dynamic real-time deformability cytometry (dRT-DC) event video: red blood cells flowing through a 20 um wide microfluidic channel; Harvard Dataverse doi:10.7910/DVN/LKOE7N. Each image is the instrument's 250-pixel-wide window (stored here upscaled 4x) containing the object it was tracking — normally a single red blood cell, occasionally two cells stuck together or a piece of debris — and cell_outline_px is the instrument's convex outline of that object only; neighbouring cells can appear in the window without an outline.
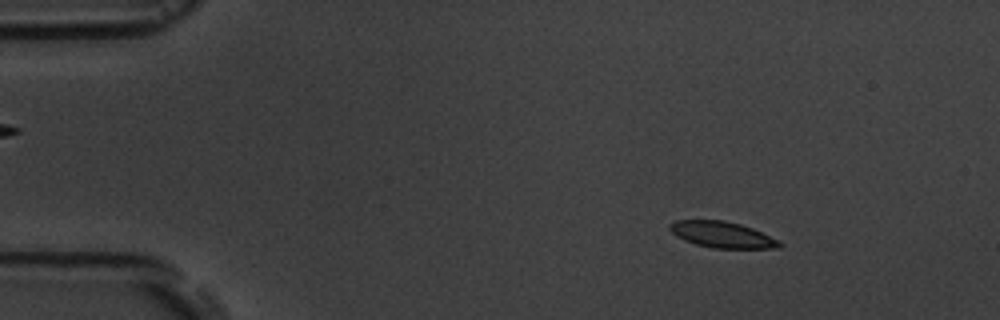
{"species": "common noctule bat (a hibernating species)", "species_latin": "Nyctalus noctula", "temperature_condition": "room temperature", "stored_images_in_passage": 14, "camera_frame_rate_fps": 3000, "um_per_image_px": 0.085, "animal": {"sex": "male", "body_mass_g": 19.5, "forearm_length_mm": 54.6}, "frame": {"image": 1, "passage_image": 2, "time_ms": 1.0, "image_size_px": [1000, 320], "cell_outline_px": [[784, 244], [780, 248], [712, 248], [696, 244], [684, 240], [676, 236], [668, 228], [668, 224], [676, 220], [724, 220], [740, 224], [752, 228], [780, 240]], "centroid_in_image_um": [61.39, 19.94], "position_along_channel_um": 23.6, "area_um2": 16.82}}
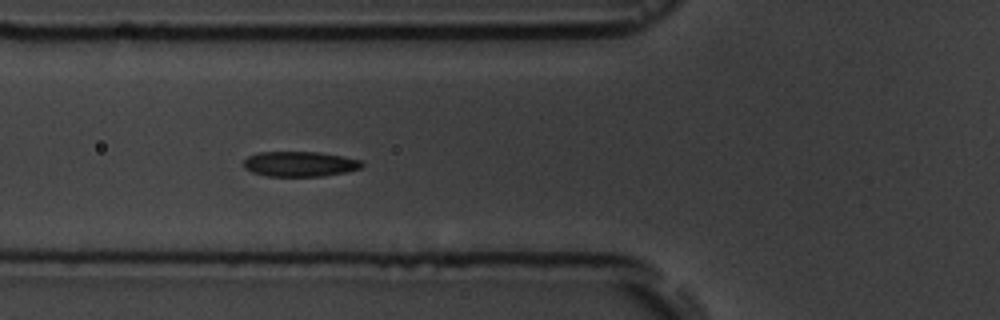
{"frame": {"image": 2, "passage_image": 5, "time_ms": 5.333, "image_size_px": [1000, 320], "cell_outline_px": [[364, 164], [360, 168], [348, 172], [324, 176], [268, 176], [252, 172], [244, 168], [244, 160], [248, 156], [256, 152], [320, 152], [360, 160]], "centroid_in_image_um": [25.47, 13.94], "position_along_channel_um": 100.3, "area_um2": 17.34}}
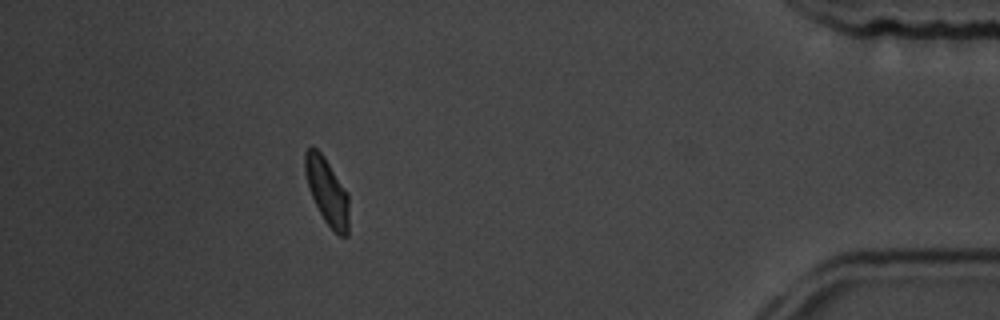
{"frame": {"image": 3, "passage_image": 13, "time_ms": 15.333, "image_size_px": [1000, 320], "cell_outline_px": [[348, 236], [340, 236], [324, 220], [312, 196], [304, 172], [304, 152], [308, 148], [316, 148], [324, 156], [348, 192]], "centroid_in_image_um": [27.8, 16.24], "position_along_channel_um": 407.4, "area_um2": 16.82}, "authors_computed_cell_mechanics": {"area_um2": 17.3978, "velocity_mm_per_s": 3.5901, "shape_relaxation_time_tau1_ms": 2.4159, "shape_relaxation_time_tau2_ms": 1.1186, "deformation_change_tau1": 0.0859, "deformation_change_tau2": 0.0457}}